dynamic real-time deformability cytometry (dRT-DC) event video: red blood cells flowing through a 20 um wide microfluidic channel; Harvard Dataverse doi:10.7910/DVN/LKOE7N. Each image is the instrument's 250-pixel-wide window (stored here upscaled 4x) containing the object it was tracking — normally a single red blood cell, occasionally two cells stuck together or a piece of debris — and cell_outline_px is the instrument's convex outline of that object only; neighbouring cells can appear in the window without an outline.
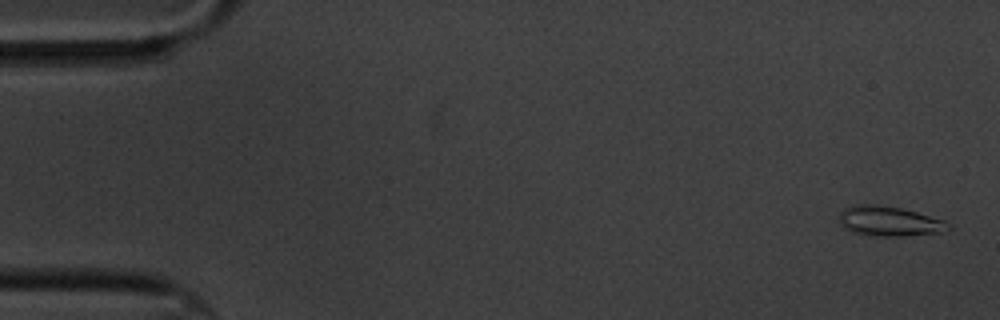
{"species": "common noctule bat (a hibernating species)", "species_latin": "Nyctalus noctula", "temperature_condition": "cold", "stored_images_in_passage": 5, "camera_frame_rate_fps": 3000, "um_per_image_px": 0.085, "animal": {"sex": "male", "body_mass_g": 20.1, "forearm_length_mm": 53.5}, "frame": {"image": 1, "passage_image": 1, "time_ms": 0.0, "image_size_px": [1000, 320], "cell_outline_px": [[952, 228], [940, 232], [904, 236], [876, 236], [852, 232], [844, 228], [840, 224], [840, 212], [844, 208], [856, 204], [876, 204], [900, 208], [916, 212], [944, 220]], "centroid_in_image_um": [75.55, 18.8], "position_along_channel_um": 9.4, "area_um2": 18.9}}
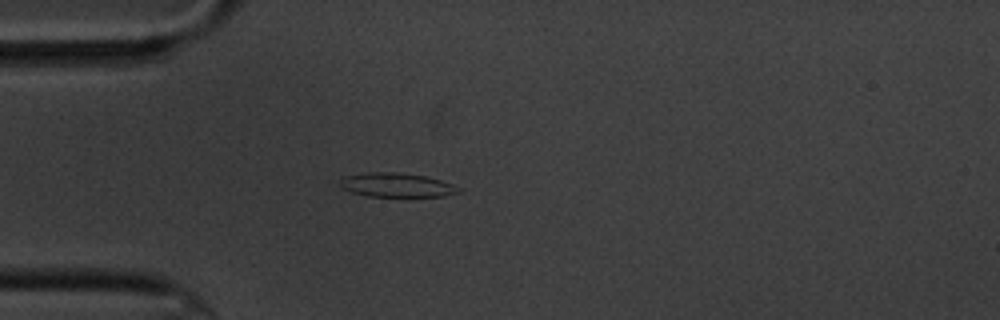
{"frame": {"image": 2, "passage_image": 5, "time_ms": 4.667, "image_size_px": [1000, 320], "cell_outline_px": [[460, 192], [444, 196], [368, 196], [352, 192], [344, 188], [340, 184], [340, 180], [344, 176], [368, 172], [396, 172], [424, 176], [440, 180], [452, 184], [460, 188]], "centroid_in_image_um": [33.71, 15.72], "position_along_channel_um": 51.3, "area_um2": 16.42}}